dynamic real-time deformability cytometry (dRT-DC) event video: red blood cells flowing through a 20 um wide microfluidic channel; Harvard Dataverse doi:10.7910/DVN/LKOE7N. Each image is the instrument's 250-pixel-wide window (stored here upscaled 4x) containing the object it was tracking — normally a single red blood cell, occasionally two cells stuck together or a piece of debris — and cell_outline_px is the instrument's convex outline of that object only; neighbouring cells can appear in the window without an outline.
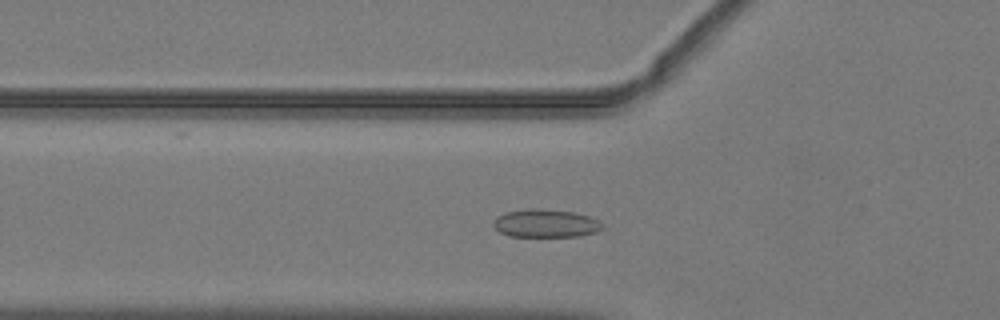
{"species": "common noctule bat (a hibernating species)", "species_latin": "Nyctalus noctula", "temperature_condition": "warm", "stored_images_in_passage": 36, "camera_frame_rate_fps": 3000, "um_per_image_px": 0.085, "animal": {"sex": "male", "body_mass_g": 19.2, "forearm_length_mm": 51.8}, "frame": {"image": 1, "passage_image": 3, "time_ms": 0.667, "image_size_px": [1000, 320], "cell_outline_px": [[604, 228], [596, 232], [580, 236], [508, 236], [500, 232], [492, 224], [496, 216], [508, 212], [532, 208], [572, 212], [588, 216], [604, 224]], "centroid_in_image_um": [46.38, 18.99], "position_along_channel_um": 79.4, "area_um2": 17.63}}
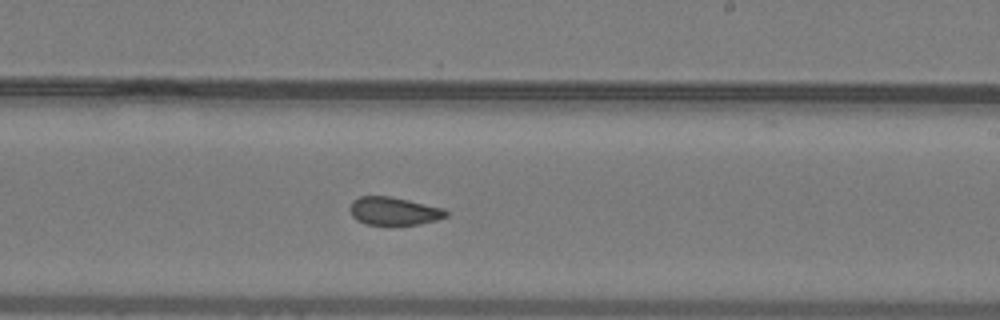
{"frame": {"image": 2, "passage_image": 16, "time_ms": 5.0, "image_size_px": [1000, 320], "cell_outline_px": [[448, 216], [436, 220], [420, 224], [392, 228], [364, 224], [356, 220], [352, 216], [348, 208], [352, 200], [360, 196], [392, 196], [444, 208], [448, 212]], "centroid_in_image_um": [33.45, 17.99], "position_along_channel_um": 255.6, "area_um2": 16.65}}
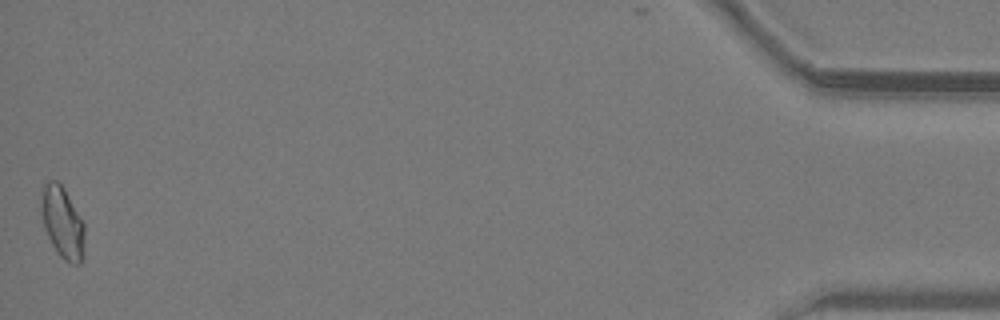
{"frame": {"image": 3, "passage_image": 36, "time_ms": 11.667, "image_size_px": [1000, 320], "cell_outline_px": [[84, 256], [80, 264], [72, 264], [64, 260], [60, 256], [52, 244], [44, 228], [40, 204], [40, 200], [44, 184], [48, 180], [56, 180], [64, 188], [84, 224]], "centroid_in_image_um": [5.31, 18.93], "position_along_channel_um": 429.9, "area_um2": 18.09}, "authors_computed_cell_mechanics": {"area_um2": 16.5886, "velocity_mm_per_s": 4.0387, "shape_relaxation_time_tau1_ms": null, "shape_relaxation_time_tau2_ms": 1.3533, "deformation_change_tau1": null, "deformation_change_tau2": 0.052}}